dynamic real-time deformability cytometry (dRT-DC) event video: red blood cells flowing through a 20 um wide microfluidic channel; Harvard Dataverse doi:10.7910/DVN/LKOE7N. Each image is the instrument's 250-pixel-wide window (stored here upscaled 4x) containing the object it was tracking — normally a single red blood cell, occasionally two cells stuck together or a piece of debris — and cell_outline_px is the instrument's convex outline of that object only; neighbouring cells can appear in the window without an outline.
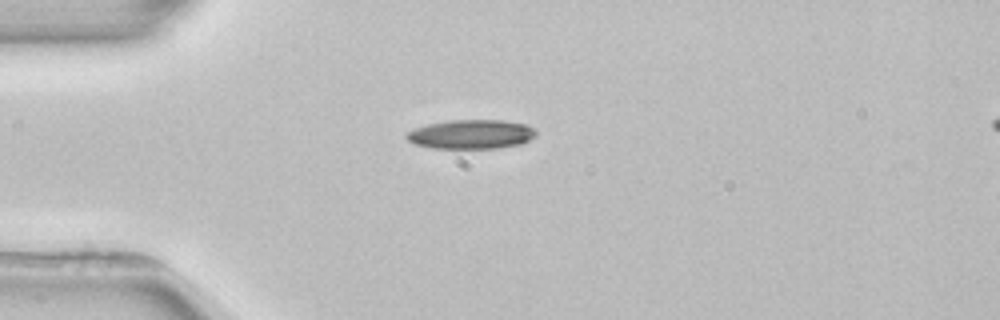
{"species": "common noctule bat (a hibernating species)", "species_latin": "Nyctalus noctula", "temperature_condition": "room temperature", "stored_images_in_passage": 1, "camera_frame_rate_fps": 3000, "um_per_image_px": 0.085, "animal": {"sex": "female", "body_mass_g": 22.7, "forearm_length_mm": 54.2}, "frame": {"image": 1, "passage_image": 1, "time_ms": 0.0, "image_size_px": [1000, 320], "cell_outline_px": [[536, 136], [520, 144], [500, 148], [432, 148], [416, 144], [408, 140], [404, 136], [408, 132], [416, 128], [428, 124], [448, 120], [504, 120], [524, 124], [532, 128], [536, 132]], "centroid_in_image_um": [40.05, 11.41], "position_along_channel_um": 45.0, "area_um2": 21.91}}